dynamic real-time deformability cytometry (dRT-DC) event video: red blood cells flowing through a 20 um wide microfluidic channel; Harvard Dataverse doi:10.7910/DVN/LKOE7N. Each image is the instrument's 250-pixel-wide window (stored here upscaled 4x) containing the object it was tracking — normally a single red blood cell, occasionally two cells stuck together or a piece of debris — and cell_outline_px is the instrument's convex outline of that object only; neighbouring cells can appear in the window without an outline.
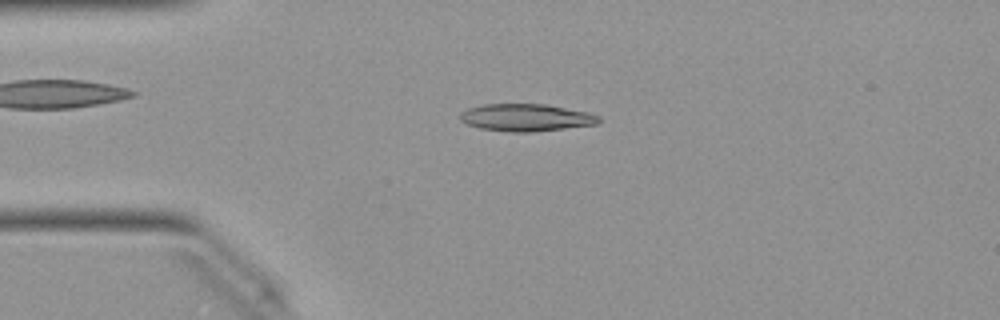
{"species": "Egyptian fruit bat (a non-hibernating species)", "species_latin": "Rousettus aegyptiacus", "temperature_condition": "warm", "stored_images_in_passage": 48, "camera_frame_rate_fps": 3000, "um_per_image_px": 0.085, "animal": {"sex": "female"}, "frame": {"image": 1, "passage_image": 10, "time_ms": 3.0, "image_size_px": [1000, 320], "cell_outline_px": [[600, 120], [596, 124], [532, 132], [512, 132], [480, 128], [468, 124], [460, 120], [460, 112], [468, 108], [484, 104], [548, 104], [588, 112], [600, 116]], "centroid_in_image_um": [44.71, 9.98], "position_along_channel_um": 40.3, "area_um2": 22.02}}
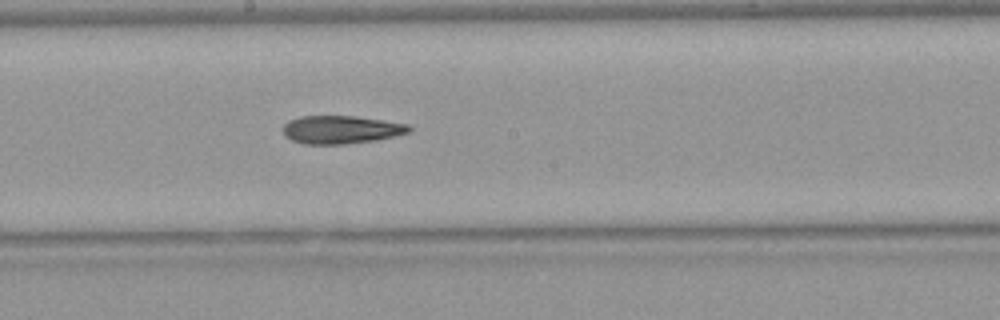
{"frame": {"image": 2, "passage_image": 25, "time_ms": 8.0, "image_size_px": [1000, 320], "cell_outline_px": [[412, 132], [396, 136], [376, 140], [344, 144], [304, 144], [292, 140], [284, 136], [284, 124], [288, 120], [300, 116], [356, 116], [408, 124], [412, 128]], "centroid_in_image_um": [29.01, 11.02], "position_along_channel_um": 219.2, "area_um2": 20.75}}
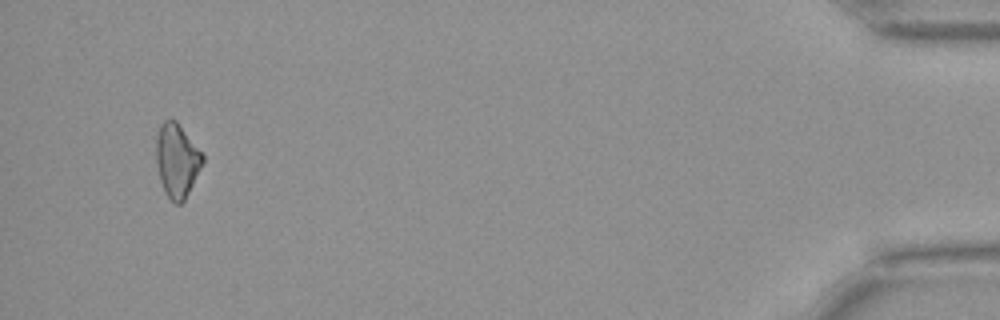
{"frame": {"image": 3, "passage_image": 46, "time_ms": 15.0, "image_size_px": [1000, 320], "cell_outline_px": [[204, 160], [184, 200], [180, 204], [176, 204], [168, 196], [160, 180], [156, 164], [156, 136], [160, 124], [164, 120], [176, 120], [204, 156]], "centroid_in_image_um": [15.01, 13.6], "position_along_channel_um": 420.2, "area_um2": 19.54}}